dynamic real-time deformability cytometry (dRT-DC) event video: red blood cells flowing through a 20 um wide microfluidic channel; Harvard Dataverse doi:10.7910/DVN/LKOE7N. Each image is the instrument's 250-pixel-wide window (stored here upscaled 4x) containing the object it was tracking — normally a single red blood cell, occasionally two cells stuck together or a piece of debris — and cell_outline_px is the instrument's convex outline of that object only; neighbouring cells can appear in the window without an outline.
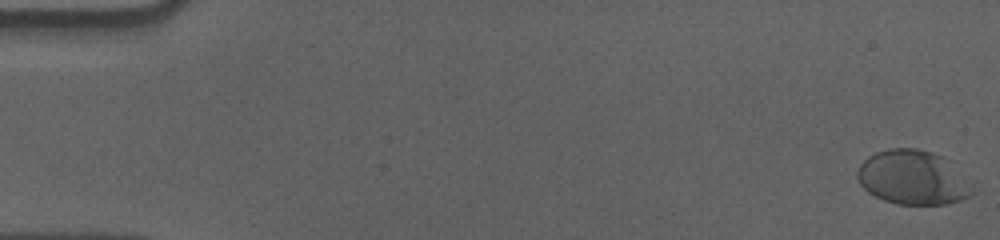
{"species": "human", "species_latin": "Homo sapiens", "temperature_condition": "cold", "stored_images_in_passage": 58, "camera_frame_rate_fps": 3000, "um_per_image_px": 0.085, "donor": {"sex": "male"}, "frame": {"image": 1, "passage_image": 1, "time_ms": 0.0, "image_size_px": [1000, 240], "cell_outline_px": [[976, 192], [972, 196], [960, 200], [944, 204], [896, 204], [884, 200], [868, 192], [860, 184], [856, 176], [856, 172], [860, 164], [868, 156], [876, 152], [888, 148], [916, 148], [932, 152], [944, 156], [976, 180]], "centroid_in_image_um": [77.72, 15.08], "position_along_channel_um": 7.3, "area_um2": 37.63}}
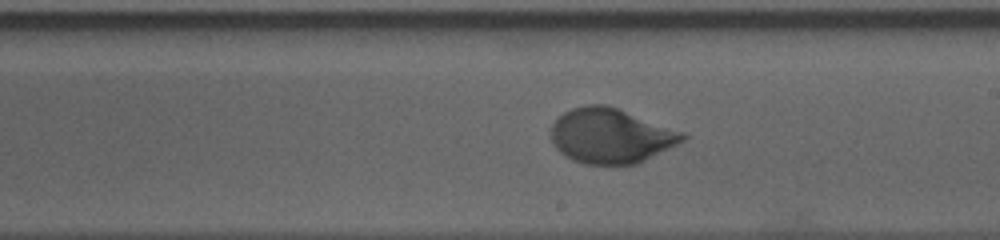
{"frame": {"image": 2, "passage_image": 34, "time_ms": 11.0, "image_size_px": [1000, 240], "cell_outline_px": [[688, 136], [684, 140], [636, 164], [584, 164], [572, 160], [564, 156], [552, 144], [552, 124], [564, 112], [572, 108], [588, 104], [604, 104], [616, 108], [684, 132]], "centroid_in_image_um": [51.88, 11.55], "position_along_channel_um": 237.1, "area_um2": 41.62}}
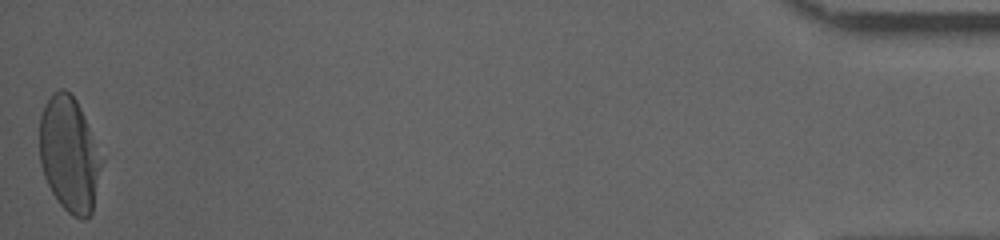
{"frame": {"image": 3, "passage_image": 58, "time_ms": 19.0, "image_size_px": [1000, 240], "cell_outline_px": [[104, 160], [92, 212], [84, 220], [72, 216], [60, 204], [52, 192], [44, 176], [40, 164], [40, 116], [44, 104], [52, 92], [60, 88], [64, 88], [76, 100], [84, 116]], "centroid_in_image_um": [5.9, 13.13], "position_along_channel_um": 429.3, "area_um2": 41.79}, "authors_computed_cell_mechanics": {"area_um2": 40.1421, "velocity_mm_per_s": 3.5517, "shape_relaxation_time_tau1_ms": 4.605, "shape_relaxation_time_tau2_ms": null, "deformation_change_tau1": 0.1661, "deformation_change_tau2": null}}